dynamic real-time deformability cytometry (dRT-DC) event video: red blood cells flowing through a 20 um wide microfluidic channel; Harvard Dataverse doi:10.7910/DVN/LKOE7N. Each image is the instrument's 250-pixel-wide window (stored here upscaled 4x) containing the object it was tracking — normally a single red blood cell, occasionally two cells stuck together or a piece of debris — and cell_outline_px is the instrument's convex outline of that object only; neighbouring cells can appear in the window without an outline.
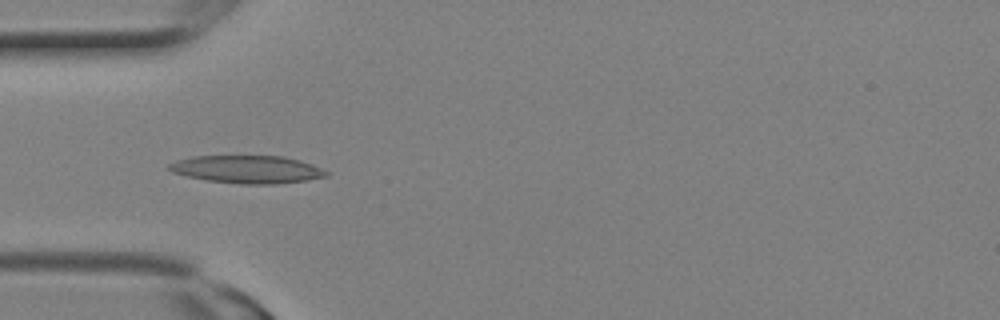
{"species": "Egyptian fruit bat (a non-hibernating species)", "species_latin": "Rousettus aegyptiacus", "temperature_condition": "room temperature", "stored_images_in_passage": 10, "camera_frame_rate_fps": 3000, "um_per_image_px": 0.085, "animal": {"sex": "female"}, "frame": {"image": 1, "passage_image": 7, "time_ms": 2.0, "image_size_px": [1000, 320], "cell_outline_px": [[328, 176], [308, 180], [276, 184], [240, 184], [208, 180], [188, 176], [172, 172], [164, 168], [168, 164], [176, 160], [192, 156], [284, 156], [300, 160], [312, 164], [328, 172]], "centroid_in_image_um": [20.99, 14.39], "position_along_channel_um": 64.0, "area_um2": 25.55}}
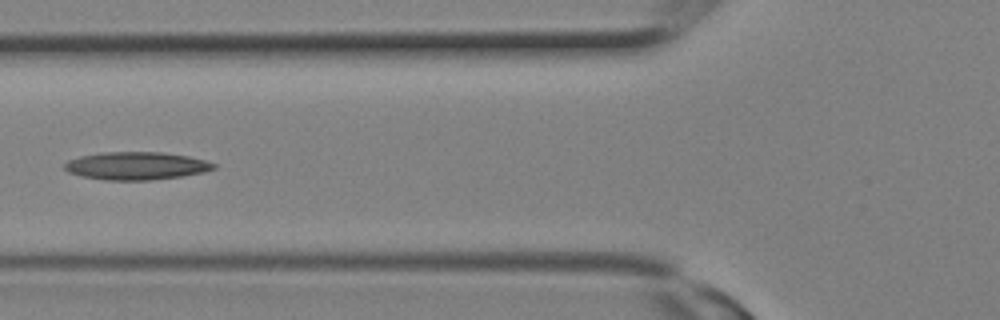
{"frame": {"image": 2, "passage_image": 9, "time_ms": 2.667, "image_size_px": [1000, 320], "cell_outline_px": [[216, 168], [204, 172], [184, 176], [152, 180], [104, 180], [80, 176], [68, 172], [64, 168], [64, 164], [68, 160], [80, 156], [100, 152], [160, 152], [188, 156], [204, 160], [216, 164]], "centroid_in_image_um": [11.57, 14.1], "position_along_channel_um": 114.2, "area_um2": 24.33}}